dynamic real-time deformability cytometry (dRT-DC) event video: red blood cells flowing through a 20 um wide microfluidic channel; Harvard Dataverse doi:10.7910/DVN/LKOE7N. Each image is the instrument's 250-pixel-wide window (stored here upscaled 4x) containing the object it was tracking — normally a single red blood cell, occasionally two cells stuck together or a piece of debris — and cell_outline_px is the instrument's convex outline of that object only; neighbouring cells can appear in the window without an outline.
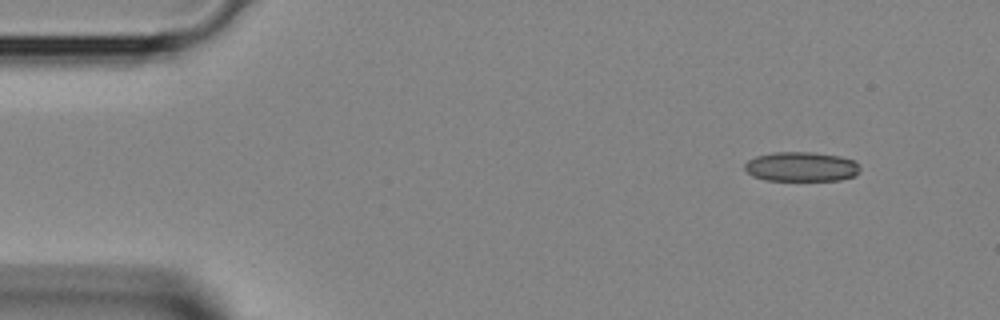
{"species": "Egyptian fruit bat (a non-hibernating species)", "species_latin": "Rousettus aegyptiacus", "temperature_condition": "room temperature", "stored_images_in_passage": 3, "camera_frame_rate_fps": 3000, "um_per_image_px": 0.085, "animal": {"sex": "female"}, "frame": {"image": 1, "passage_image": 1, "time_ms": 0.0, "image_size_px": [1000, 320], "cell_outline_px": [[860, 172], [856, 176], [840, 180], [764, 180], [752, 176], [744, 168], [744, 164], [748, 160], [756, 156], [772, 152], [812, 152], [840, 156], [852, 160], [860, 168]], "centroid_in_image_um": [68.1, 14.17], "position_along_channel_um": 16.9, "area_um2": 19.94}}
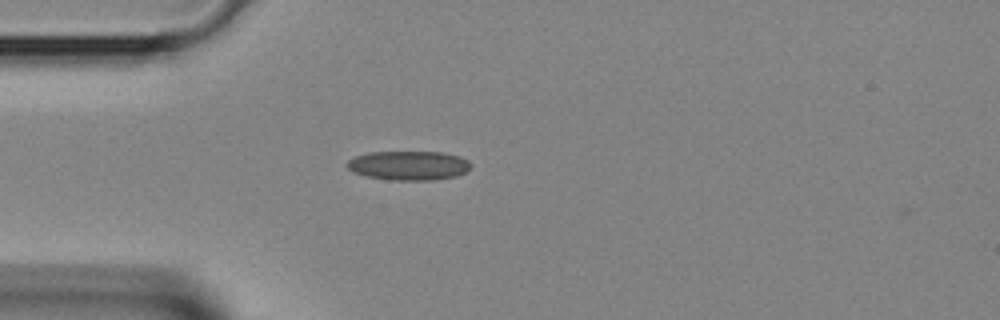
{"frame": {"image": 2, "passage_image": 3, "time_ms": 0.667, "image_size_px": [1000, 320], "cell_outline_px": [[472, 164], [464, 172], [456, 176], [436, 180], [388, 180], [364, 176], [348, 168], [344, 164], [348, 160], [356, 156], [368, 152], [444, 152], [460, 156], [468, 160]], "centroid_in_image_um": [34.73, 14.07], "position_along_channel_um": 50.3, "area_um2": 21.21}}